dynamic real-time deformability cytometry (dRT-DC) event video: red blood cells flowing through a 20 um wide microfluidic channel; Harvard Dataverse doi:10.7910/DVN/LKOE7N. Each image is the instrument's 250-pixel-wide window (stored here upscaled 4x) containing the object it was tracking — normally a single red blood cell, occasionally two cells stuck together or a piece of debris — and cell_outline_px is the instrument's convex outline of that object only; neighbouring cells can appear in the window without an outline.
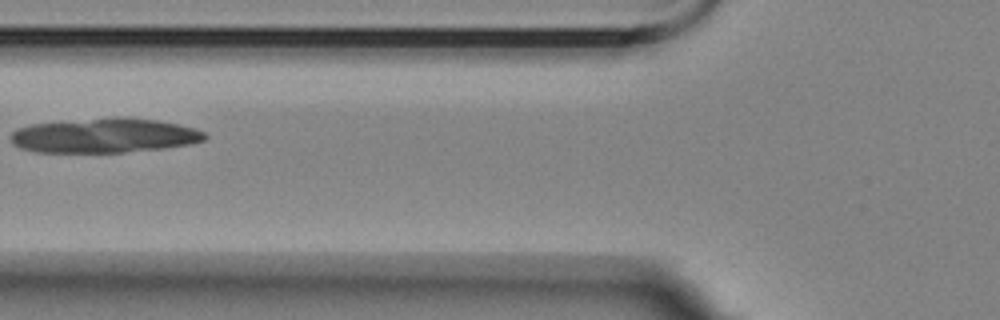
{"species": "Egyptian fruit bat (a non-hibernating species)", "species_latin": "Rousettus aegyptiacus", "temperature_condition": "room temperature", "stored_images_in_passage": 6, "camera_frame_rate_fps": 3000, "um_per_image_px": 0.085, "animal": {"sex": "female"}, "frame": {"image": 1, "passage_image": 6, "time_ms": 6.333, "image_size_px": [1000, 320], "cell_outline_px": [[208, 136], [204, 140], [188, 144], [164, 148], [124, 152], [36, 152], [20, 148], [12, 144], [12, 132], [20, 128], [32, 124], [92, 120], [156, 120], [180, 124], [196, 128], [204, 132]], "centroid_in_image_um": [8.9, 11.57], "position_along_channel_um": 116.9, "area_um2": 37.57}}